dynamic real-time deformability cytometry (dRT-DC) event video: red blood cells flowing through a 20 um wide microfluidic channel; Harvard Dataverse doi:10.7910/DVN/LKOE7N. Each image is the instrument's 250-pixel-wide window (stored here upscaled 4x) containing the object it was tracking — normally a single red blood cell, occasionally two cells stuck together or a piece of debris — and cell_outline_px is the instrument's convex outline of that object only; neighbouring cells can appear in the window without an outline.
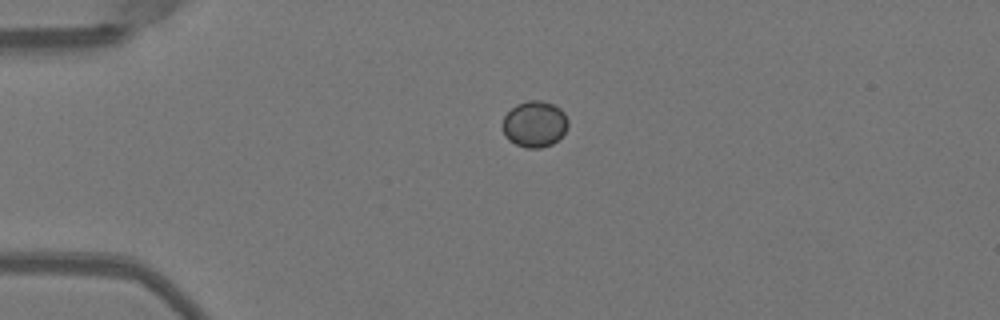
{"species": "Egyptian fruit bat (a non-hibernating species)", "species_latin": "Rousettus aegyptiacus", "temperature_condition": "warm", "stored_images_in_passage": 9, "camera_frame_rate_fps": 3000, "um_per_image_px": 0.085, "animal": {"sex": "female"}, "frame": {"image": 1, "passage_image": 1, "time_ms": 0.0, "image_size_px": [1000, 320], "cell_outline_px": [[568, 128], [552, 144], [540, 148], [524, 148], [508, 140], [504, 136], [504, 116], [516, 104], [528, 100], [540, 100], [552, 104], [560, 108], [564, 112], [568, 120]], "centroid_in_image_um": [45.45, 10.54], "position_along_channel_um": 39.6, "area_um2": 17.57}}
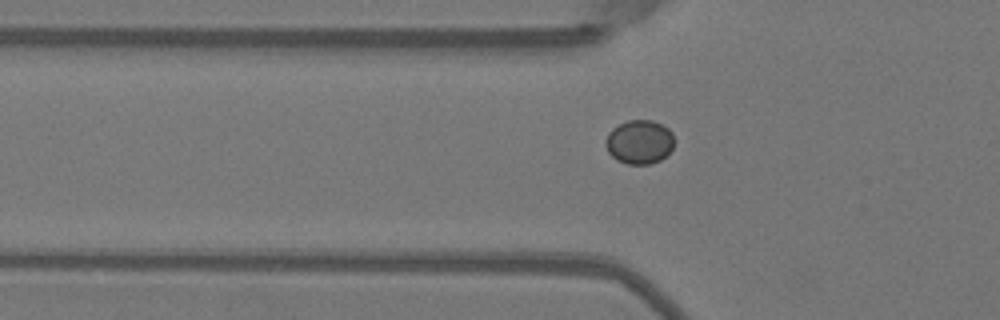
{"frame": {"image": 2, "passage_image": 6, "time_ms": 1.667, "image_size_px": [1000, 320], "cell_outline_px": [[672, 148], [660, 160], [652, 164], [628, 164], [616, 160], [608, 152], [604, 144], [608, 132], [612, 128], [628, 120], [652, 120], [668, 128], [672, 132]], "centroid_in_image_um": [54.31, 12.07], "position_along_channel_um": 71.5, "area_um2": 17.51}}